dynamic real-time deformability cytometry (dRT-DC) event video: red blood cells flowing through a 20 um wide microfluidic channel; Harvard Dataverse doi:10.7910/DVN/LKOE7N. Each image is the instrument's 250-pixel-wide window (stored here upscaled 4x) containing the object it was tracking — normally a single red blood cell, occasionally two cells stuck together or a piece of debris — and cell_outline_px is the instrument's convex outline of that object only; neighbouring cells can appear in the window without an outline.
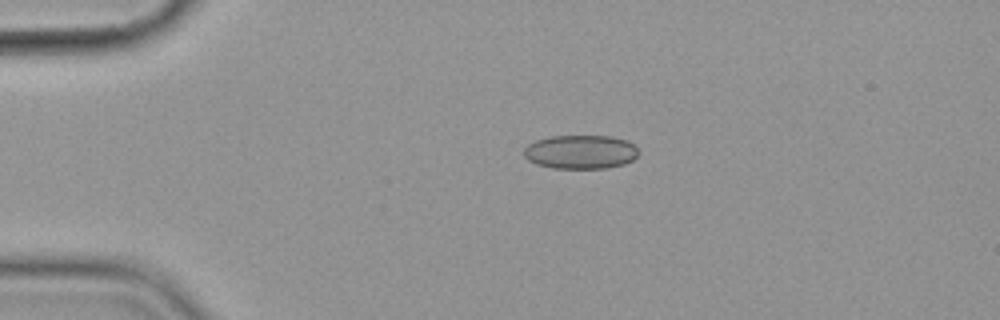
{"species": "common noctule bat (a hibernating species)", "species_latin": "Nyctalus noctula", "temperature_condition": "cold", "stored_images_in_passage": 6, "camera_frame_rate_fps": 3000, "um_per_image_px": 0.085, "animal": {"sex": "female", "body_mass_g": 19.9}, "frame": {"image": 1, "passage_image": 1, "time_ms": 0.0, "image_size_px": [1000, 320], "cell_outline_px": [[636, 156], [632, 160], [624, 164], [608, 168], [552, 168], [536, 164], [528, 160], [524, 156], [524, 148], [528, 144], [536, 140], [552, 136], [612, 136], [628, 140], [636, 148]], "centroid_in_image_um": [49.33, 12.91], "position_along_channel_um": 35.7, "area_um2": 22.6}}
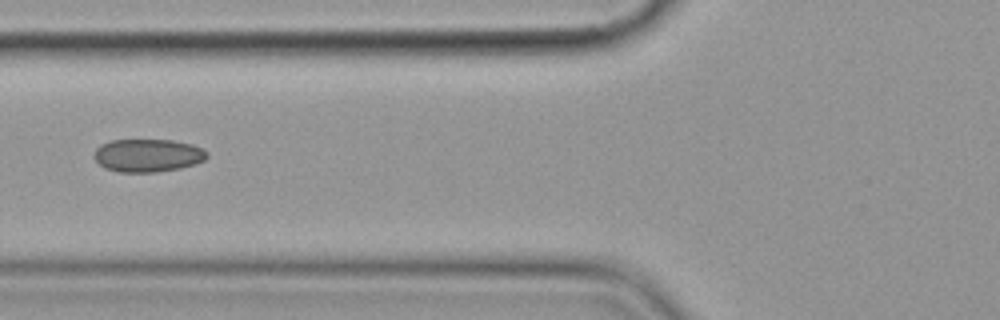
{"frame": {"image": 2, "passage_image": 4, "time_ms": 3.333, "image_size_px": [1000, 320], "cell_outline_px": [[208, 156], [204, 160], [196, 164], [180, 168], [156, 172], [116, 172], [104, 168], [92, 156], [96, 148], [100, 144], [112, 140], [172, 140], [192, 144], [208, 152]], "centroid_in_image_um": [12.54, 13.21], "position_along_channel_um": 113.3, "area_um2": 21.85}}
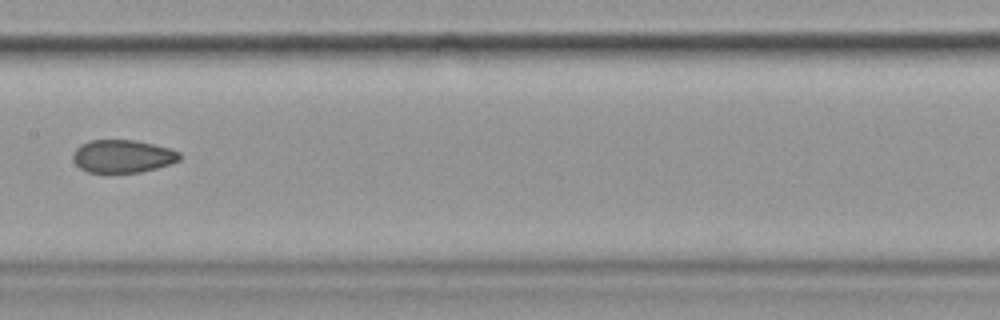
{"frame": {"image": 3, "passage_image": 6, "time_ms": 5.667, "image_size_px": [1000, 320], "cell_outline_px": [[180, 160], [156, 168], [140, 172], [88, 172], [80, 168], [72, 160], [72, 156], [76, 148], [80, 144], [88, 140], [136, 140], [168, 148], [180, 152]], "centroid_in_image_um": [10.39, 13.27], "position_along_channel_um": 197.0, "area_um2": 20.35}}